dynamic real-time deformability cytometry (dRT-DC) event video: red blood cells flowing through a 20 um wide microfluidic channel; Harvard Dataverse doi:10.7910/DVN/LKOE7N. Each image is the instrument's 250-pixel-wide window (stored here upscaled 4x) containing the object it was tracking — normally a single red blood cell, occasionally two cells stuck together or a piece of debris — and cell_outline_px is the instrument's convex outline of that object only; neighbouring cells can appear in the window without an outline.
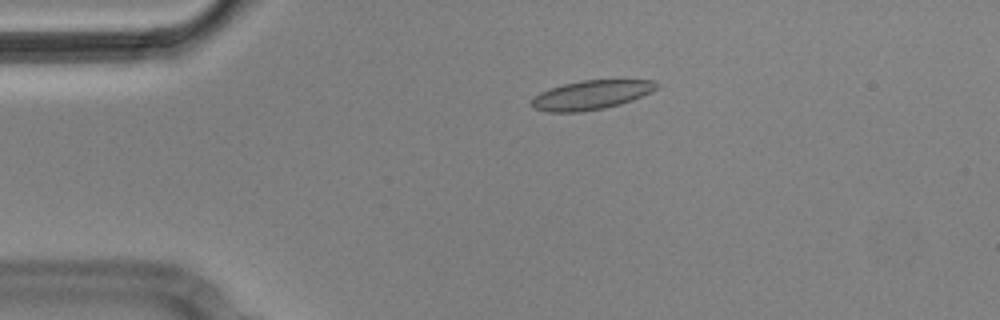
{"species": "Egyptian fruit bat (a non-hibernating species)", "species_latin": "Rousettus aegyptiacus", "temperature_condition": "cold", "stored_images_in_passage": 4, "camera_frame_rate_fps": 3000, "um_per_image_px": 0.085, "animal": {"sex": "male"}, "frame": {"image": 1, "passage_image": 3, "time_ms": 0.667, "image_size_px": [1000, 320], "cell_outline_px": [[660, 84], [656, 88], [632, 100], [620, 104], [604, 108], [580, 112], [548, 112], [532, 108], [532, 100], [540, 92], [564, 84], [580, 80], [656, 80]], "centroid_in_image_um": [50.24, 8.07], "position_along_channel_um": 34.8, "area_um2": 20.98}}